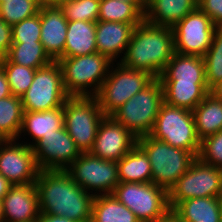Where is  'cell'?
I'll list each match as a JSON object with an SVG mask.
<instances>
[{
    "mask_svg": "<svg viewBox=\"0 0 222 222\" xmlns=\"http://www.w3.org/2000/svg\"><path fill=\"white\" fill-rule=\"evenodd\" d=\"M7 59L14 64L33 69L44 67L53 61L41 42L12 43Z\"/></svg>",
    "mask_w": 222,
    "mask_h": 222,
    "instance_id": "cell-31",
    "label": "cell"
},
{
    "mask_svg": "<svg viewBox=\"0 0 222 222\" xmlns=\"http://www.w3.org/2000/svg\"><path fill=\"white\" fill-rule=\"evenodd\" d=\"M96 22L68 21L64 58L97 53Z\"/></svg>",
    "mask_w": 222,
    "mask_h": 222,
    "instance_id": "cell-23",
    "label": "cell"
},
{
    "mask_svg": "<svg viewBox=\"0 0 222 222\" xmlns=\"http://www.w3.org/2000/svg\"><path fill=\"white\" fill-rule=\"evenodd\" d=\"M149 135L172 147L185 149L198 158L201 141L192 111L163 102Z\"/></svg>",
    "mask_w": 222,
    "mask_h": 222,
    "instance_id": "cell-6",
    "label": "cell"
},
{
    "mask_svg": "<svg viewBox=\"0 0 222 222\" xmlns=\"http://www.w3.org/2000/svg\"><path fill=\"white\" fill-rule=\"evenodd\" d=\"M17 141L7 139L0 147V174L13 185L35 183L40 169L33 149Z\"/></svg>",
    "mask_w": 222,
    "mask_h": 222,
    "instance_id": "cell-14",
    "label": "cell"
},
{
    "mask_svg": "<svg viewBox=\"0 0 222 222\" xmlns=\"http://www.w3.org/2000/svg\"><path fill=\"white\" fill-rule=\"evenodd\" d=\"M64 127L80 152H90L104 113L96 97L69 96L64 105Z\"/></svg>",
    "mask_w": 222,
    "mask_h": 222,
    "instance_id": "cell-8",
    "label": "cell"
},
{
    "mask_svg": "<svg viewBox=\"0 0 222 222\" xmlns=\"http://www.w3.org/2000/svg\"><path fill=\"white\" fill-rule=\"evenodd\" d=\"M7 139L0 133V147Z\"/></svg>",
    "mask_w": 222,
    "mask_h": 222,
    "instance_id": "cell-48",
    "label": "cell"
},
{
    "mask_svg": "<svg viewBox=\"0 0 222 222\" xmlns=\"http://www.w3.org/2000/svg\"><path fill=\"white\" fill-rule=\"evenodd\" d=\"M69 96L64 90L62 69L58 61L36 69L33 82L22 95L24 111H46L62 107Z\"/></svg>",
    "mask_w": 222,
    "mask_h": 222,
    "instance_id": "cell-11",
    "label": "cell"
},
{
    "mask_svg": "<svg viewBox=\"0 0 222 222\" xmlns=\"http://www.w3.org/2000/svg\"><path fill=\"white\" fill-rule=\"evenodd\" d=\"M35 0H8L0 5V18L14 25L39 13Z\"/></svg>",
    "mask_w": 222,
    "mask_h": 222,
    "instance_id": "cell-35",
    "label": "cell"
},
{
    "mask_svg": "<svg viewBox=\"0 0 222 222\" xmlns=\"http://www.w3.org/2000/svg\"><path fill=\"white\" fill-rule=\"evenodd\" d=\"M159 80L161 83H207L204 58L175 52Z\"/></svg>",
    "mask_w": 222,
    "mask_h": 222,
    "instance_id": "cell-20",
    "label": "cell"
},
{
    "mask_svg": "<svg viewBox=\"0 0 222 222\" xmlns=\"http://www.w3.org/2000/svg\"><path fill=\"white\" fill-rule=\"evenodd\" d=\"M39 169L66 170L81 154L65 127L32 146Z\"/></svg>",
    "mask_w": 222,
    "mask_h": 222,
    "instance_id": "cell-15",
    "label": "cell"
},
{
    "mask_svg": "<svg viewBox=\"0 0 222 222\" xmlns=\"http://www.w3.org/2000/svg\"><path fill=\"white\" fill-rule=\"evenodd\" d=\"M158 0H141V8L145 12L152 4Z\"/></svg>",
    "mask_w": 222,
    "mask_h": 222,
    "instance_id": "cell-46",
    "label": "cell"
},
{
    "mask_svg": "<svg viewBox=\"0 0 222 222\" xmlns=\"http://www.w3.org/2000/svg\"><path fill=\"white\" fill-rule=\"evenodd\" d=\"M119 182L151 183L152 169L148 156L135 145L117 161Z\"/></svg>",
    "mask_w": 222,
    "mask_h": 222,
    "instance_id": "cell-25",
    "label": "cell"
},
{
    "mask_svg": "<svg viewBox=\"0 0 222 222\" xmlns=\"http://www.w3.org/2000/svg\"><path fill=\"white\" fill-rule=\"evenodd\" d=\"M64 0H35L40 8L42 7H53V6H60V4Z\"/></svg>",
    "mask_w": 222,
    "mask_h": 222,
    "instance_id": "cell-43",
    "label": "cell"
},
{
    "mask_svg": "<svg viewBox=\"0 0 222 222\" xmlns=\"http://www.w3.org/2000/svg\"><path fill=\"white\" fill-rule=\"evenodd\" d=\"M123 2H141V0H120Z\"/></svg>",
    "mask_w": 222,
    "mask_h": 222,
    "instance_id": "cell-49",
    "label": "cell"
},
{
    "mask_svg": "<svg viewBox=\"0 0 222 222\" xmlns=\"http://www.w3.org/2000/svg\"><path fill=\"white\" fill-rule=\"evenodd\" d=\"M182 222H221L222 198H190L172 211Z\"/></svg>",
    "mask_w": 222,
    "mask_h": 222,
    "instance_id": "cell-21",
    "label": "cell"
},
{
    "mask_svg": "<svg viewBox=\"0 0 222 222\" xmlns=\"http://www.w3.org/2000/svg\"><path fill=\"white\" fill-rule=\"evenodd\" d=\"M10 95L12 94L9 88L6 74L3 68L0 66V99L6 98Z\"/></svg>",
    "mask_w": 222,
    "mask_h": 222,
    "instance_id": "cell-40",
    "label": "cell"
},
{
    "mask_svg": "<svg viewBox=\"0 0 222 222\" xmlns=\"http://www.w3.org/2000/svg\"><path fill=\"white\" fill-rule=\"evenodd\" d=\"M66 171L74 182L94 196L112 194L120 183L117 161L98 158L91 152H81Z\"/></svg>",
    "mask_w": 222,
    "mask_h": 222,
    "instance_id": "cell-12",
    "label": "cell"
},
{
    "mask_svg": "<svg viewBox=\"0 0 222 222\" xmlns=\"http://www.w3.org/2000/svg\"><path fill=\"white\" fill-rule=\"evenodd\" d=\"M112 195L140 222H160L170 212L167 191L153 182H120Z\"/></svg>",
    "mask_w": 222,
    "mask_h": 222,
    "instance_id": "cell-9",
    "label": "cell"
},
{
    "mask_svg": "<svg viewBox=\"0 0 222 222\" xmlns=\"http://www.w3.org/2000/svg\"><path fill=\"white\" fill-rule=\"evenodd\" d=\"M58 62L62 69L65 92L68 96L81 97L96 96L113 63L98 52L71 58H60Z\"/></svg>",
    "mask_w": 222,
    "mask_h": 222,
    "instance_id": "cell-3",
    "label": "cell"
},
{
    "mask_svg": "<svg viewBox=\"0 0 222 222\" xmlns=\"http://www.w3.org/2000/svg\"><path fill=\"white\" fill-rule=\"evenodd\" d=\"M1 201L4 222H35L40 213L35 183L12 185Z\"/></svg>",
    "mask_w": 222,
    "mask_h": 222,
    "instance_id": "cell-17",
    "label": "cell"
},
{
    "mask_svg": "<svg viewBox=\"0 0 222 222\" xmlns=\"http://www.w3.org/2000/svg\"><path fill=\"white\" fill-rule=\"evenodd\" d=\"M35 187L40 213L91 222L94 195L74 182L66 170L40 169Z\"/></svg>",
    "mask_w": 222,
    "mask_h": 222,
    "instance_id": "cell-1",
    "label": "cell"
},
{
    "mask_svg": "<svg viewBox=\"0 0 222 222\" xmlns=\"http://www.w3.org/2000/svg\"><path fill=\"white\" fill-rule=\"evenodd\" d=\"M140 23H122L114 21L96 22L97 52L106 56L111 62L125 54L132 31Z\"/></svg>",
    "mask_w": 222,
    "mask_h": 222,
    "instance_id": "cell-19",
    "label": "cell"
},
{
    "mask_svg": "<svg viewBox=\"0 0 222 222\" xmlns=\"http://www.w3.org/2000/svg\"><path fill=\"white\" fill-rule=\"evenodd\" d=\"M197 3L216 27H222V0H200Z\"/></svg>",
    "mask_w": 222,
    "mask_h": 222,
    "instance_id": "cell-38",
    "label": "cell"
},
{
    "mask_svg": "<svg viewBox=\"0 0 222 222\" xmlns=\"http://www.w3.org/2000/svg\"><path fill=\"white\" fill-rule=\"evenodd\" d=\"M12 27V43L40 42V14L24 19Z\"/></svg>",
    "mask_w": 222,
    "mask_h": 222,
    "instance_id": "cell-36",
    "label": "cell"
},
{
    "mask_svg": "<svg viewBox=\"0 0 222 222\" xmlns=\"http://www.w3.org/2000/svg\"><path fill=\"white\" fill-rule=\"evenodd\" d=\"M164 102L192 111L209 93L207 83H162Z\"/></svg>",
    "mask_w": 222,
    "mask_h": 222,
    "instance_id": "cell-27",
    "label": "cell"
},
{
    "mask_svg": "<svg viewBox=\"0 0 222 222\" xmlns=\"http://www.w3.org/2000/svg\"><path fill=\"white\" fill-rule=\"evenodd\" d=\"M135 145L137 138L132 133L112 116H104L90 152L101 159L119 161Z\"/></svg>",
    "mask_w": 222,
    "mask_h": 222,
    "instance_id": "cell-16",
    "label": "cell"
},
{
    "mask_svg": "<svg viewBox=\"0 0 222 222\" xmlns=\"http://www.w3.org/2000/svg\"><path fill=\"white\" fill-rule=\"evenodd\" d=\"M0 222H4V215H3L2 201H0Z\"/></svg>",
    "mask_w": 222,
    "mask_h": 222,
    "instance_id": "cell-47",
    "label": "cell"
},
{
    "mask_svg": "<svg viewBox=\"0 0 222 222\" xmlns=\"http://www.w3.org/2000/svg\"><path fill=\"white\" fill-rule=\"evenodd\" d=\"M12 185L13 184H11L3 175L0 174V201L8 193Z\"/></svg>",
    "mask_w": 222,
    "mask_h": 222,
    "instance_id": "cell-42",
    "label": "cell"
},
{
    "mask_svg": "<svg viewBox=\"0 0 222 222\" xmlns=\"http://www.w3.org/2000/svg\"><path fill=\"white\" fill-rule=\"evenodd\" d=\"M144 20L145 12L141 8V2L100 0L98 21L142 23Z\"/></svg>",
    "mask_w": 222,
    "mask_h": 222,
    "instance_id": "cell-29",
    "label": "cell"
},
{
    "mask_svg": "<svg viewBox=\"0 0 222 222\" xmlns=\"http://www.w3.org/2000/svg\"><path fill=\"white\" fill-rule=\"evenodd\" d=\"M41 36L40 42L53 61L64 58L68 20L59 6L39 9Z\"/></svg>",
    "mask_w": 222,
    "mask_h": 222,
    "instance_id": "cell-18",
    "label": "cell"
},
{
    "mask_svg": "<svg viewBox=\"0 0 222 222\" xmlns=\"http://www.w3.org/2000/svg\"><path fill=\"white\" fill-rule=\"evenodd\" d=\"M160 222H182V221L174 213L170 211Z\"/></svg>",
    "mask_w": 222,
    "mask_h": 222,
    "instance_id": "cell-45",
    "label": "cell"
},
{
    "mask_svg": "<svg viewBox=\"0 0 222 222\" xmlns=\"http://www.w3.org/2000/svg\"><path fill=\"white\" fill-rule=\"evenodd\" d=\"M8 0H0V5L4 2H7Z\"/></svg>",
    "mask_w": 222,
    "mask_h": 222,
    "instance_id": "cell-50",
    "label": "cell"
},
{
    "mask_svg": "<svg viewBox=\"0 0 222 222\" xmlns=\"http://www.w3.org/2000/svg\"><path fill=\"white\" fill-rule=\"evenodd\" d=\"M12 45V27L0 18V61L8 56Z\"/></svg>",
    "mask_w": 222,
    "mask_h": 222,
    "instance_id": "cell-39",
    "label": "cell"
},
{
    "mask_svg": "<svg viewBox=\"0 0 222 222\" xmlns=\"http://www.w3.org/2000/svg\"><path fill=\"white\" fill-rule=\"evenodd\" d=\"M0 66L6 74L11 94L22 97L33 82L36 69L14 64L7 58L0 61Z\"/></svg>",
    "mask_w": 222,
    "mask_h": 222,
    "instance_id": "cell-33",
    "label": "cell"
},
{
    "mask_svg": "<svg viewBox=\"0 0 222 222\" xmlns=\"http://www.w3.org/2000/svg\"><path fill=\"white\" fill-rule=\"evenodd\" d=\"M91 222H140L136 215L114 195H96L92 202Z\"/></svg>",
    "mask_w": 222,
    "mask_h": 222,
    "instance_id": "cell-28",
    "label": "cell"
},
{
    "mask_svg": "<svg viewBox=\"0 0 222 222\" xmlns=\"http://www.w3.org/2000/svg\"><path fill=\"white\" fill-rule=\"evenodd\" d=\"M163 102V86L155 78L111 116L138 139L151 133Z\"/></svg>",
    "mask_w": 222,
    "mask_h": 222,
    "instance_id": "cell-4",
    "label": "cell"
},
{
    "mask_svg": "<svg viewBox=\"0 0 222 222\" xmlns=\"http://www.w3.org/2000/svg\"><path fill=\"white\" fill-rule=\"evenodd\" d=\"M198 7L196 0H158L145 11V21L173 27Z\"/></svg>",
    "mask_w": 222,
    "mask_h": 222,
    "instance_id": "cell-24",
    "label": "cell"
},
{
    "mask_svg": "<svg viewBox=\"0 0 222 222\" xmlns=\"http://www.w3.org/2000/svg\"><path fill=\"white\" fill-rule=\"evenodd\" d=\"M64 127L63 106L46 111H24L20 135L27 133L33 139L29 146H33L43 136Z\"/></svg>",
    "mask_w": 222,
    "mask_h": 222,
    "instance_id": "cell-22",
    "label": "cell"
},
{
    "mask_svg": "<svg viewBox=\"0 0 222 222\" xmlns=\"http://www.w3.org/2000/svg\"><path fill=\"white\" fill-rule=\"evenodd\" d=\"M23 113L21 97L10 95L0 99V133L6 139L19 140Z\"/></svg>",
    "mask_w": 222,
    "mask_h": 222,
    "instance_id": "cell-30",
    "label": "cell"
},
{
    "mask_svg": "<svg viewBox=\"0 0 222 222\" xmlns=\"http://www.w3.org/2000/svg\"><path fill=\"white\" fill-rule=\"evenodd\" d=\"M174 53L172 27L157 26L144 20L134 27L126 52L118 62L159 78Z\"/></svg>",
    "mask_w": 222,
    "mask_h": 222,
    "instance_id": "cell-2",
    "label": "cell"
},
{
    "mask_svg": "<svg viewBox=\"0 0 222 222\" xmlns=\"http://www.w3.org/2000/svg\"><path fill=\"white\" fill-rule=\"evenodd\" d=\"M137 145L151 163L152 182L167 192L196 159L191 152L172 147L150 135L138 138Z\"/></svg>",
    "mask_w": 222,
    "mask_h": 222,
    "instance_id": "cell-5",
    "label": "cell"
},
{
    "mask_svg": "<svg viewBox=\"0 0 222 222\" xmlns=\"http://www.w3.org/2000/svg\"><path fill=\"white\" fill-rule=\"evenodd\" d=\"M198 158L206 164L222 169V130L201 140Z\"/></svg>",
    "mask_w": 222,
    "mask_h": 222,
    "instance_id": "cell-37",
    "label": "cell"
},
{
    "mask_svg": "<svg viewBox=\"0 0 222 222\" xmlns=\"http://www.w3.org/2000/svg\"><path fill=\"white\" fill-rule=\"evenodd\" d=\"M35 222H76V221L70 220L67 217L39 213Z\"/></svg>",
    "mask_w": 222,
    "mask_h": 222,
    "instance_id": "cell-41",
    "label": "cell"
},
{
    "mask_svg": "<svg viewBox=\"0 0 222 222\" xmlns=\"http://www.w3.org/2000/svg\"><path fill=\"white\" fill-rule=\"evenodd\" d=\"M206 82L211 89L222 81V27H216L211 46L203 56Z\"/></svg>",
    "mask_w": 222,
    "mask_h": 222,
    "instance_id": "cell-32",
    "label": "cell"
},
{
    "mask_svg": "<svg viewBox=\"0 0 222 222\" xmlns=\"http://www.w3.org/2000/svg\"><path fill=\"white\" fill-rule=\"evenodd\" d=\"M111 64L107 77L96 94L105 116H111L132 96L147 87L155 78L141 70L129 69L120 62Z\"/></svg>",
    "mask_w": 222,
    "mask_h": 222,
    "instance_id": "cell-7",
    "label": "cell"
},
{
    "mask_svg": "<svg viewBox=\"0 0 222 222\" xmlns=\"http://www.w3.org/2000/svg\"><path fill=\"white\" fill-rule=\"evenodd\" d=\"M216 26L198 7L173 27L175 52L204 56L209 50Z\"/></svg>",
    "mask_w": 222,
    "mask_h": 222,
    "instance_id": "cell-13",
    "label": "cell"
},
{
    "mask_svg": "<svg viewBox=\"0 0 222 222\" xmlns=\"http://www.w3.org/2000/svg\"><path fill=\"white\" fill-rule=\"evenodd\" d=\"M167 193L170 211L190 198H222V169L196 158Z\"/></svg>",
    "mask_w": 222,
    "mask_h": 222,
    "instance_id": "cell-10",
    "label": "cell"
},
{
    "mask_svg": "<svg viewBox=\"0 0 222 222\" xmlns=\"http://www.w3.org/2000/svg\"><path fill=\"white\" fill-rule=\"evenodd\" d=\"M210 93L217 99L222 101V81L215 84L211 89Z\"/></svg>",
    "mask_w": 222,
    "mask_h": 222,
    "instance_id": "cell-44",
    "label": "cell"
},
{
    "mask_svg": "<svg viewBox=\"0 0 222 222\" xmlns=\"http://www.w3.org/2000/svg\"><path fill=\"white\" fill-rule=\"evenodd\" d=\"M192 114L200 141L222 130V101L211 93L192 110Z\"/></svg>",
    "mask_w": 222,
    "mask_h": 222,
    "instance_id": "cell-26",
    "label": "cell"
},
{
    "mask_svg": "<svg viewBox=\"0 0 222 222\" xmlns=\"http://www.w3.org/2000/svg\"><path fill=\"white\" fill-rule=\"evenodd\" d=\"M100 0H64L60 8L68 21L97 22Z\"/></svg>",
    "mask_w": 222,
    "mask_h": 222,
    "instance_id": "cell-34",
    "label": "cell"
}]
</instances>
